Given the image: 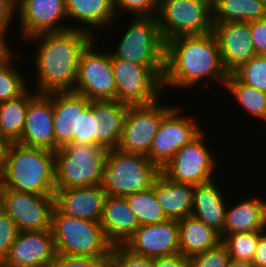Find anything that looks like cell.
I'll return each mask as SVG.
<instances>
[{
    "instance_id": "cb8c5ba5",
    "label": "cell",
    "mask_w": 266,
    "mask_h": 267,
    "mask_svg": "<svg viewBox=\"0 0 266 267\" xmlns=\"http://www.w3.org/2000/svg\"><path fill=\"white\" fill-rule=\"evenodd\" d=\"M214 180L194 186L192 214L223 236L226 202Z\"/></svg>"
},
{
    "instance_id": "d590c367",
    "label": "cell",
    "mask_w": 266,
    "mask_h": 267,
    "mask_svg": "<svg viewBox=\"0 0 266 267\" xmlns=\"http://www.w3.org/2000/svg\"><path fill=\"white\" fill-rule=\"evenodd\" d=\"M128 105L116 100L91 101L90 108L106 126H124Z\"/></svg>"
},
{
    "instance_id": "277c9868",
    "label": "cell",
    "mask_w": 266,
    "mask_h": 267,
    "mask_svg": "<svg viewBox=\"0 0 266 267\" xmlns=\"http://www.w3.org/2000/svg\"><path fill=\"white\" fill-rule=\"evenodd\" d=\"M51 230L56 254L108 259L112 245L100 222L61 214L55 207Z\"/></svg>"
},
{
    "instance_id": "7dc6e473",
    "label": "cell",
    "mask_w": 266,
    "mask_h": 267,
    "mask_svg": "<svg viewBox=\"0 0 266 267\" xmlns=\"http://www.w3.org/2000/svg\"><path fill=\"white\" fill-rule=\"evenodd\" d=\"M228 267H255L251 261L230 259Z\"/></svg>"
},
{
    "instance_id": "d6986e66",
    "label": "cell",
    "mask_w": 266,
    "mask_h": 267,
    "mask_svg": "<svg viewBox=\"0 0 266 267\" xmlns=\"http://www.w3.org/2000/svg\"><path fill=\"white\" fill-rule=\"evenodd\" d=\"M213 33L217 37L222 63L228 74H232L256 55L251 39L250 22L215 24Z\"/></svg>"
},
{
    "instance_id": "f1b7e54d",
    "label": "cell",
    "mask_w": 266,
    "mask_h": 267,
    "mask_svg": "<svg viewBox=\"0 0 266 267\" xmlns=\"http://www.w3.org/2000/svg\"><path fill=\"white\" fill-rule=\"evenodd\" d=\"M266 18L262 0H212V24L252 22Z\"/></svg>"
},
{
    "instance_id": "e575fe53",
    "label": "cell",
    "mask_w": 266,
    "mask_h": 267,
    "mask_svg": "<svg viewBox=\"0 0 266 267\" xmlns=\"http://www.w3.org/2000/svg\"><path fill=\"white\" fill-rule=\"evenodd\" d=\"M232 74L241 83L266 92V56L255 55Z\"/></svg>"
},
{
    "instance_id": "44dd1931",
    "label": "cell",
    "mask_w": 266,
    "mask_h": 267,
    "mask_svg": "<svg viewBox=\"0 0 266 267\" xmlns=\"http://www.w3.org/2000/svg\"><path fill=\"white\" fill-rule=\"evenodd\" d=\"M91 101L73 91L53 92L55 151L78 143L79 111H86Z\"/></svg>"
},
{
    "instance_id": "4316f807",
    "label": "cell",
    "mask_w": 266,
    "mask_h": 267,
    "mask_svg": "<svg viewBox=\"0 0 266 267\" xmlns=\"http://www.w3.org/2000/svg\"><path fill=\"white\" fill-rule=\"evenodd\" d=\"M178 227L179 252L184 257L204 252L222 241L218 232L193 215L178 220Z\"/></svg>"
},
{
    "instance_id": "9c48e42d",
    "label": "cell",
    "mask_w": 266,
    "mask_h": 267,
    "mask_svg": "<svg viewBox=\"0 0 266 267\" xmlns=\"http://www.w3.org/2000/svg\"><path fill=\"white\" fill-rule=\"evenodd\" d=\"M111 64L116 83V101L128 106L148 105L163 95L164 68H148L114 58ZM161 92V93H160Z\"/></svg>"
},
{
    "instance_id": "ba28073f",
    "label": "cell",
    "mask_w": 266,
    "mask_h": 267,
    "mask_svg": "<svg viewBox=\"0 0 266 267\" xmlns=\"http://www.w3.org/2000/svg\"><path fill=\"white\" fill-rule=\"evenodd\" d=\"M156 18L164 42L213 32L212 0H160Z\"/></svg>"
},
{
    "instance_id": "f907efd6",
    "label": "cell",
    "mask_w": 266,
    "mask_h": 267,
    "mask_svg": "<svg viewBox=\"0 0 266 267\" xmlns=\"http://www.w3.org/2000/svg\"><path fill=\"white\" fill-rule=\"evenodd\" d=\"M263 1V4H264V7L266 9V0H262Z\"/></svg>"
},
{
    "instance_id": "2e32d148",
    "label": "cell",
    "mask_w": 266,
    "mask_h": 267,
    "mask_svg": "<svg viewBox=\"0 0 266 267\" xmlns=\"http://www.w3.org/2000/svg\"><path fill=\"white\" fill-rule=\"evenodd\" d=\"M123 247L152 259L180 254L178 221L167 219L158 224L140 225Z\"/></svg>"
},
{
    "instance_id": "52a82bcc",
    "label": "cell",
    "mask_w": 266,
    "mask_h": 267,
    "mask_svg": "<svg viewBox=\"0 0 266 267\" xmlns=\"http://www.w3.org/2000/svg\"><path fill=\"white\" fill-rule=\"evenodd\" d=\"M131 20L117 49L110 54L114 58L148 68H164L165 42L156 16H135Z\"/></svg>"
},
{
    "instance_id": "83f0119b",
    "label": "cell",
    "mask_w": 266,
    "mask_h": 267,
    "mask_svg": "<svg viewBox=\"0 0 266 267\" xmlns=\"http://www.w3.org/2000/svg\"><path fill=\"white\" fill-rule=\"evenodd\" d=\"M124 126H106L89 107L79 111L78 143L97 145L105 150L117 149Z\"/></svg>"
},
{
    "instance_id": "ab89813d",
    "label": "cell",
    "mask_w": 266,
    "mask_h": 267,
    "mask_svg": "<svg viewBox=\"0 0 266 267\" xmlns=\"http://www.w3.org/2000/svg\"><path fill=\"white\" fill-rule=\"evenodd\" d=\"M19 232L15 222L3 211L0 214V264L8 255L10 247Z\"/></svg>"
},
{
    "instance_id": "d4e9b609",
    "label": "cell",
    "mask_w": 266,
    "mask_h": 267,
    "mask_svg": "<svg viewBox=\"0 0 266 267\" xmlns=\"http://www.w3.org/2000/svg\"><path fill=\"white\" fill-rule=\"evenodd\" d=\"M67 18L82 22L86 27L80 28L92 36L95 30L113 27L117 18L112 0H65ZM89 29H88V28ZM103 27V28H101ZM93 30H92V29Z\"/></svg>"
},
{
    "instance_id": "30bf717a",
    "label": "cell",
    "mask_w": 266,
    "mask_h": 267,
    "mask_svg": "<svg viewBox=\"0 0 266 267\" xmlns=\"http://www.w3.org/2000/svg\"><path fill=\"white\" fill-rule=\"evenodd\" d=\"M93 39L79 58L78 75L73 92L90 101L116 100V83L110 52L95 50Z\"/></svg>"
},
{
    "instance_id": "f35d334b",
    "label": "cell",
    "mask_w": 266,
    "mask_h": 267,
    "mask_svg": "<svg viewBox=\"0 0 266 267\" xmlns=\"http://www.w3.org/2000/svg\"><path fill=\"white\" fill-rule=\"evenodd\" d=\"M116 16L128 11L133 16H156L160 0H112ZM118 12V13H117ZM133 13V14H132Z\"/></svg>"
},
{
    "instance_id": "7402d4cb",
    "label": "cell",
    "mask_w": 266,
    "mask_h": 267,
    "mask_svg": "<svg viewBox=\"0 0 266 267\" xmlns=\"http://www.w3.org/2000/svg\"><path fill=\"white\" fill-rule=\"evenodd\" d=\"M100 225L112 246H123L140 226L127 198L110 195L106 197Z\"/></svg>"
},
{
    "instance_id": "836d02e7",
    "label": "cell",
    "mask_w": 266,
    "mask_h": 267,
    "mask_svg": "<svg viewBox=\"0 0 266 267\" xmlns=\"http://www.w3.org/2000/svg\"><path fill=\"white\" fill-rule=\"evenodd\" d=\"M262 231L240 232L222 236L221 242L227 248L230 259L252 262Z\"/></svg>"
},
{
    "instance_id": "60d3db41",
    "label": "cell",
    "mask_w": 266,
    "mask_h": 267,
    "mask_svg": "<svg viewBox=\"0 0 266 267\" xmlns=\"http://www.w3.org/2000/svg\"><path fill=\"white\" fill-rule=\"evenodd\" d=\"M108 259L56 254L50 267H107Z\"/></svg>"
},
{
    "instance_id": "f546056e",
    "label": "cell",
    "mask_w": 266,
    "mask_h": 267,
    "mask_svg": "<svg viewBox=\"0 0 266 267\" xmlns=\"http://www.w3.org/2000/svg\"><path fill=\"white\" fill-rule=\"evenodd\" d=\"M27 89L18 98L0 102V135L17 143L23 133L29 101L37 94Z\"/></svg>"
},
{
    "instance_id": "ee69618b",
    "label": "cell",
    "mask_w": 266,
    "mask_h": 267,
    "mask_svg": "<svg viewBox=\"0 0 266 267\" xmlns=\"http://www.w3.org/2000/svg\"><path fill=\"white\" fill-rule=\"evenodd\" d=\"M154 267H190L188 257L181 254L170 257L154 258Z\"/></svg>"
},
{
    "instance_id": "d6a6232c",
    "label": "cell",
    "mask_w": 266,
    "mask_h": 267,
    "mask_svg": "<svg viewBox=\"0 0 266 267\" xmlns=\"http://www.w3.org/2000/svg\"><path fill=\"white\" fill-rule=\"evenodd\" d=\"M11 53L9 47L0 55V102L18 98L28 89L25 78L11 64L14 59Z\"/></svg>"
},
{
    "instance_id": "e0dca14e",
    "label": "cell",
    "mask_w": 266,
    "mask_h": 267,
    "mask_svg": "<svg viewBox=\"0 0 266 267\" xmlns=\"http://www.w3.org/2000/svg\"><path fill=\"white\" fill-rule=\"evenodd\" d=\"M56 256L52 230L19 232L2 267H50Z\"/></svg>"
},
{
    "instance_id": "7bdbcfd3",
    "label": "cell",
    "mask_w": 266,
    "mask_h": 267,
    "mask_svg": "<svg viewBox=\"0 0 266 267\" xmlns=\"http://www.w3.org/2000/svg\"><path fill=\"white\" fill-rule=\"evenodd\" d=\"M16 12V0H0V35L5 39L13 14Z\"/></svg>"
},
{
    "instance_id": "74e56055",
    "label": "cell",
    "mask_w": 266,
    "mask_h": 267,
    "mask_svg": "<svg viewBox=\"0 0 266 267\" xmlns=\"http://www.w3.org/2000/svg\"><path fill=\"white\" fill-rule=\"evenodd\" d=\"M107 267H154V259L135 255L123 246H112Z\"/></svg>"
},
{
    "instance_id": "bcb514c9",
    "label": "cell",
    "mask_w": 266,
    "mask_h": 267,
    "mask_svg": "<svg viewBox=\"0 0 266 267\" xmlns=\"http://www.w3.org/2000/svg\"><path fill=\"white\" fill-rule=\"evenodd\" d=\"M11 142L0 135V174L3 172Z\"/></svg>"
},
{
    "instance_id": "603a6c76",
    "label": "cell",
    "mask_w": 266,
    "mask_h": 267,
    "mask_svg": "<svg viewBox=\"0 0 266 267\" xmlns=\"http://www.w3.org/2000/svg\"><path fill=\"white\" fill-rule=\"evenodd\" d=\"M152 188L167 219L178 221L192 214L193 185L172 181L160 172Z\"/></svg>"
},
{
    "instance_id": "7c38bea8",
    "label": "cell",
    "mask_w": 266,
    "mask_h": 267,
    "mask_svg": "<svg viewBox=\"0 0 266 267\" xmlns=\"http://www.w3.org/2000/svg\"><path fill=\"white\" fill-rule=\"evenodd\" d=\"M161 101L128 107L118 150L148 156L162 118L174 107Z\"/></svg>"
},
{
    "instance_id": "ac0fdd59",
    "label": "cell",
    "mask_w": 266,
    "mask_h": 267,
    "mask_svg": "<svg viewBox=\"0 0 266 267\" xmlns=\"http://www.w3.org/2000/svg\"><path fill=\"white\" fill-rule=\"evenodd\" d=\"M17 143L55 152L53 92L37 93L29 101L25 127Z\"/></svg>"
},
{
    "instance_id": "681fc988",
    "label": "cell",
    "mask_w": 266,
    "mask_h": 267,
    "mask_svg": "<svg viewBox=\"0 0 266 267\" xmlns=\"http://www.w3.org/2000/svg\"><path fill=\"white\" fill-rule=\"evenodd\" d=\"M4 211L3 209V195H2V187L0 185V214Z\"/></svg>"
},
{
    "instance_id": "5b68a950",
    "label": "cell",
    "mask_w": 266,
    "mask_h": 267,
    "mask_svg": "<svg viewBox=\"0 0 266 267\" xmlns=\"http://www.w3.org/2000/svg\"><path fill=\"white\" fill-rule=\"evenodd\" d=\"M160 172L145 155L112 149L107 151L101 186L107 195L126 197L152 187Z\"/></svg>"
},
{
    "instance_id": "4dcf8cb0",
    "label": "cell",
    "mask_w": 266,
    "mask_h": 267,
    "mask_svg": "<svg viewBox=\"0 0 266 267\" xmlns=\"http://www.w3.org/2000/svg\"><path fill=\"white\" fill-rule=\"evenodd\" d=\"M224 87L234 95L244 111L266 122V92L241 83L233 74L227 76Z\"/></svg>"
},
{
    "instance_id": "484cf974",
    "label": "cell",
    "mask_w": 266,
    "mask_h": 267,
    "mask_svg": "<svg viewBox=\"0 0 266 267\" xmlns=\"http://www.w3.org/2000/svg\"><path fill=\"white\" fill-rule=\"evenodd\" d=\"M266 229V200L251 198L226 207L223 236Z\"/></svg>"
},
{
    "instance_id": "4fadbf2b",
    "label": "cell",
    "mask_w": 266,
    "mask_h": 267,
    "mask_svg": "<svg viewBox=\"0 0 266 267\" xmlns=\"http://www.w3.org/2000/svg\"><path fill=\"white\" fill-rule=\"evenodd\" d=\"M183 108L173 107L160 123L148 158L162 169L184 145L194 139L203 129L192 117L180 115Z\"/></svg>"
},
{
    "instance_id": "7a4b0ae2",
    "label": "cell",
    "mask_w": 266,
    "mask_h": 267,
    "mask_svg": "<svg viewBox=\"0 0 266 267\" xmlns=\"http://www.w3.org/2000/svg\"><path fill=\"white\" fill-rule=\"evenodd\" d=\"M95 39L80 29L40 33L27 40H38L35 71L37 93L73 91L78 75L79 58L86 46Z\"/></svg>"
},
{
    "instance_id": "f6af8a7d",
    "label": "cell",
    "mask_w": 266,
    "mask_h": 267,
    "mask_svg": "<svg viewBox=\"0 0 266 267\" xmlns=\"http://www.w3.org/2000/svg\"><path fill=\"white\" fill-rule=\"evenodd\" d=\"M252 263L255 267H266V230L260 234Z\"/></svg>"
},
{
    "instance_id": "b9f144b4",
    "label": "cell",
    "mask_w": 266,
    "mask_h": 267,
    "mask_svg": "<svg viewBox=\"0 0 266 267\" xmlns=\"http://www.w3.org/2000/svg\"><path fill=\"white\" fill-rule=\"evenodd\" d=\"M250 30L256 55L266 56V18L250 22Z\"/></svg>"
},
{
    "instance_id": "6da1fadb",
    "label": "cell",
    "mask_w": 266,
    "mask_h": 267,
    "mask_svg": "<svg viewBox=\"0 0 266 267\" xmlns=\"http://www.w3.org/2000/svg\"><path fill=\"white\" fill-rule=\"evenodd\" d=\"M228 75L213 32L181 36L165 42L163 88L189 89L208 78L224 86Z\"/></svg>"
},
{
    "instance_id": "ffe728a7",
    "label": "cell",
    "mask_w": 266,
    "mask_h": 267,
    "mask_svg": "<svg viewBox=\"0 0 266 267\" xmlns=\"http://www.w3.org/2000/svg\"><path fill=\"white\" fill-rule=\"evenodd\" d=\"M106 197L101 184L55 189L54 207L69 217L100 222Z\"/></svg>"
},
{
    "instance_id": "8d00e7d4",
    "label": "cell",
    "mask_w": 266,
    "mask_h": 267,
    "mask_svg": "<svg viewBox=\"0 0 266 267\" xmlns=\"http://www.w3.org/2000/svg\"><path fill=\"white\" fill-rule=\"evenodd\" d=\"M190 267H228L230 257L225 245L217 246L188 257Z\"/></svg>"
},
{
    "instance_id": "5bb4252c",
    "label": "cell",
    "mask_w": 266,
    "mask_h": 267,
    "mask_svg": "<svg viewBox=\"0 0 266 267\" xmlns=\"http://www.w3.org/2000/svg\"><path fill=\"white\" fill-rule=\"evenodd\" d=\"M3 209L20 232L51 229L54 196H40L2 187Z\"/></svg>"
},
{
    "instance_id": "c3c4849f",
    "label": "cell",
    "mask_w": 266,
    "mask_h": 267,
    "mask_svg": "<svg viewBox=\"0 0 266 267\" xmlns=\"http://www.w3.org/2000/svg\"><path fill=\"white\" fill-rule=\"evenodd\" d=\"M7 45V39L5 40L1 35H0V55L7 50L9 47Z\"/></svg>"
},
{
    "instance_id": "9a60e30c",
    "label": "cell",
    "mask_w": 266,
    "mask_h": 267,
    "mask_svg": "<svg viewBox=\"0 0 266 267\" xmlns=\"http://www.w3.org/2000/svg\"><path fill=\"white\" fill-rule=\"evenodd\" d=\"M16 9L24 39L40 33L81 28L60 23L67 19L65 0H16Z\"/></svg>"
},
{
    "instance_id": "8992f818",
    "label": "cell",
    "mask_w": 266,
    "mask_h": 267,
    "mask_svg": "<svg viewBox=\"0 0 266 267\" xmlns=\"http://www.w3.org/2000/svg\"><path fill=\"white\" fill-rule=\"evenodd\" d=\"M106 155L104 148L85 143H70L58 149L55 189L100 185Z\"/></svg>"
},
{
    "instance_id": "1f68e13d",
    "label": "cell",
    "mask_w": 266,
    "mask_h": 267,
    "mask_svg": "<svg viewBox=\"0 0 266 267\" xmlns=\"http://www.w3.org/2000/svg\"><path fill=\"white\" fill-rule=\"evenodd\" d=\"M126 198L140 225L158 224L167 220L152 187L129 194Z\"/></svg>"
},
{
    "instance_id": "8fae6325",
    "label": "cell",
    "mask_w": 266,
    "mask_h": 267,
    "mask_svg": "<svg viewBox=\"0 0 266 267\" xmlns=\"http://www.w3.org/2000/svg\"><path fill=\"white\" fill-rule=\"evenodd\" d=\"M204 130L180 148L174 157L161 169L170 180L199 185L212 181L216 160L212 151L205 145ZM216 166V167H215Z\"/></svg>"
},
{
    "instance_id": "3957f363",
    "label": "cell",
    "mask_w": 266,
    "mask_h": 267,
    "mask_svg": "<svg viewBox=\"0 0 266 267\" xmlns=\"http://www.w3.org/2000/svg\"><path fill=\"white\" fill-rule=\"evenodd\" d=\"M1 187L40 196H54L56 187L55 152L11 143L0 174Z\"/></svg>"
}]
</instances>
